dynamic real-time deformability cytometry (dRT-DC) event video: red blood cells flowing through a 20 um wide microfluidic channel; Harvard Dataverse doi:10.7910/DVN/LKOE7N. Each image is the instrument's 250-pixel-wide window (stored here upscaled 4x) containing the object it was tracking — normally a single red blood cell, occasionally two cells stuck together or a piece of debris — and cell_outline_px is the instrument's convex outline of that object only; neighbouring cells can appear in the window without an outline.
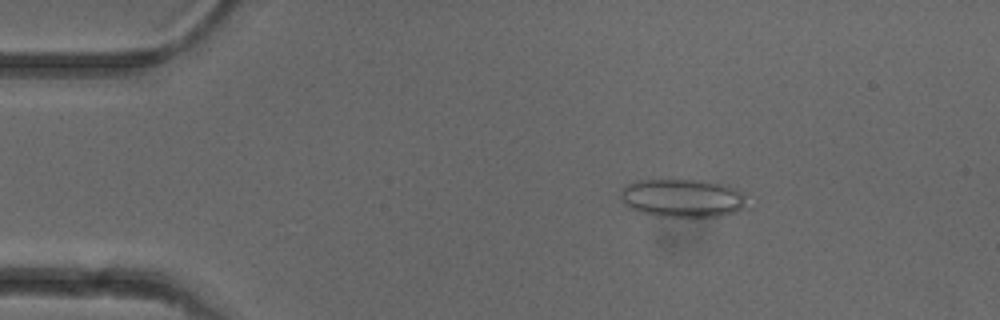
{"species": "common noctule bat (a hibernating species)", "species_latin": "Nyctalus noctula", "temperature_condition": "cold", "stored_images_in_passage": 51, "camera_frame_rate_fps": 3000, "um_per_image_px": 0.085, "animal": {"sex": "female"}, "frame": {"image": 1, "passage_image": 8, "time_ms": 2.333, "image_size_px": [1000, 320], "cell_outline_px": [[744, 208], [736, 212], [716, 216], [656, 216], [640, 212], [628, 208], [624, 204], [620, 196], [620, 188], [636, 180], [704, 180], [724, 184], [744, 192]], "centroid_in_image_um": [57.96, 16.82], "position_along_channel_um": 27.0, "area_um2": 28.21}}
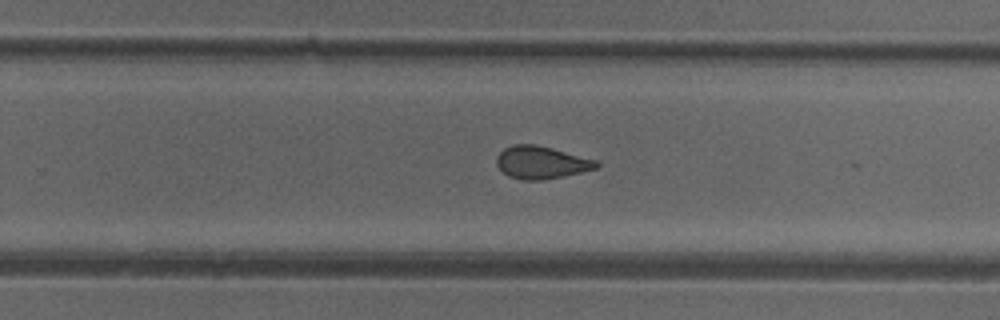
{"frame": {"image": 2, "passage_image": 32, "time_ms": 10.333, "image_size_px": [1000, 320], "cell_outline_px": [[600, 164], [596, 168], [564, 176], [540, 180], [524, 180], [508, 176], [496, 164], [496, 156], [504, 148], [512, 144], [536, 144], [552, 148], [596, 160]], "centroid_in_image_um": [45.98, 13.8], "position_along_channel_um": 283.8, "area_um2": 18.84}}
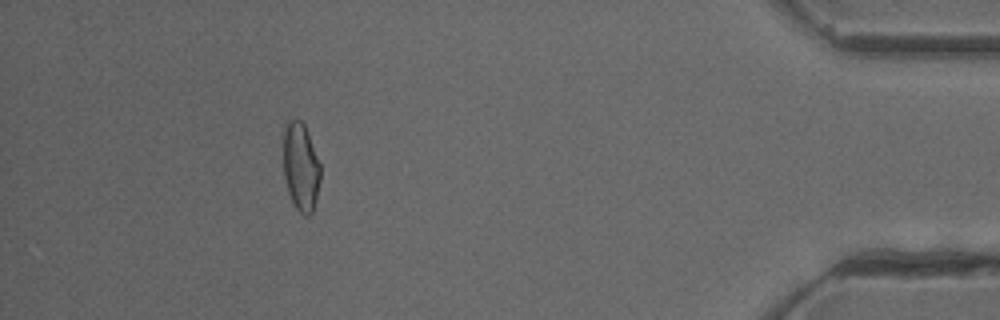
{"frame": {"image": 3, "passage_image": 46, "time_ms": 15.0, "image_size_px": [1000, 320], "cell_outline_px": [[320, 180], [316, 200], [312, 212], [308, 216], [304, 216], [292, 204], [288, 192], [284, 176], [284, 128], [288, 120], [300, 120], [304, 124], [320, 164]], "centroid_in_image_um": [25.56, 14.22], "position_along_channel_um": 409.6, "area_um2": 18.96}, "authors_computed_cell_mechanics": {"area_um2": 19.8832, "velocity_mm_per_s": 3.9737, "shape_relaxation_time_tau1_ms": null, "shape_relaxation_time_tau2_ms": 2.112, "deformation_change_tau1": null, "deformation_change_tau2": 0.0721}}